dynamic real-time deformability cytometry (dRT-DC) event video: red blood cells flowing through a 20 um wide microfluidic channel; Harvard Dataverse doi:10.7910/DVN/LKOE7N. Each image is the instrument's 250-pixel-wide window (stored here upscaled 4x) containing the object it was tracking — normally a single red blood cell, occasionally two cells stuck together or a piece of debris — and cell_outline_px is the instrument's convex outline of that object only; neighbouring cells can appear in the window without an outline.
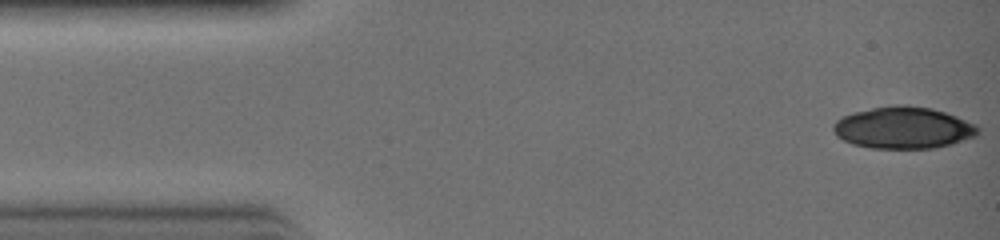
{"species": "common noctule bat (a hibernating species)", "species_latin": "Nyctalus noctula", "temperature_condition": "warm", "stored_images_in_passage": 31, "camera_frame_rate_fps": 3000, "um_per_image_px": 0.085, "animal": {"sex": "female", "body_mass_g": 19.0, "forearm_length_mm": 51.5}, "frame": {"image": 1, "passage_image": 1, "time_ms": 0.0, "image_size_px": [1000, 240], "cell_outline_px": [[980, 132], [976, 136], [952, 144], [936, 148], [872, 148], [852, 144], [836, 136], [832, 128], [832, 124], [836, 120], [844, 116], [856, 112], [872, 108], [928, 108], [944, 112], [956, 116], [976, 124], [980, 128]], "centroid_in_image_um": [76.8, 10.91], "position_along_channel_um": 8.2, "area_um2": 34.33}}